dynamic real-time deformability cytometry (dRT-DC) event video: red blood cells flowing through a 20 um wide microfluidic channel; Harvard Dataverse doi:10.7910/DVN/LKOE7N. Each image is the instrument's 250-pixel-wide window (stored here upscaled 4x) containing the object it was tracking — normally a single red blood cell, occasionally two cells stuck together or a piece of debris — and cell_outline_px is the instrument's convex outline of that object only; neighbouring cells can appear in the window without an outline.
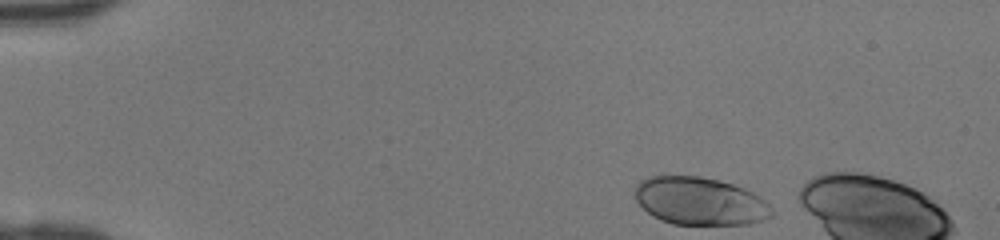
{"species": "human", "species_latin": "Homo sapiens", "temperature_condition": "room temperature", "stored_images_in_passage": 9, "camera_frame_rate_fps": 3000, "um_per_image_px": 0.085, "donor": {"sex": "female"}, "frame": {"image": 1, "passage_image": 1, "time_ms": 0.0, "image_size_px": [1000, 240], "cell_outline_px": [[776, 212], [772, 216], [764, 220], [748, 224], [672, 224], [660, 220], [652, 216], [636, 200], [636, 184], [640, 180], [648, 176], [700, 176], [720, 180], [744, 188], [760, 196]], "centroid_in_image_um": [59.51, 17.1], "position_along_channel_um": 25.5, "area_um2": 38.26}}